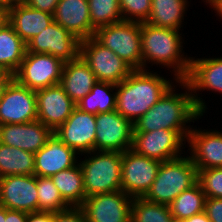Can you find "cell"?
<instances>
[{
	"mask_svg": "<svg viewBox=\"0 0 222 222\" xmlns=\"http://www.w3.org/2000/svg\"><path fill=\"white\" fill-rule=\"evenodd\" d=\"M177 83L186 89L184 93L175 92V84L141 116L134 124L133 132H150L159 129L179 131L186 139L191 127L186 124L201 119L202 115L197 111L190 88L184 80ZM195 120V121H194Z\"/></svg>",
	"mask_w": 222,
	"mask_h": 222,
	"instance_id": "6da1fadb",
	"label": "cell"
},
{
	"mask_svg": "<svg viewBox=\"0 0 222 222\" xmlns=\"http://www.w3.org/2000/svg\"><path fill=\"white\" fill-rule=\"evenodd\" d=\"M172 83L157 72L134 70L116 85L115 110L134 124L158 102Z\"/></svg>",
	"mask_w": 222,
	"mask_h": 222,
	"instance_id": "7a4b0ae2",
	"label": "cell"
},
{
	"mask_svg": "<svg viewBox=\"0 0 222 222\" xmlns=\"http://www.w3.org/2000/svg\"><path fill=\"white\" fill-rule=\"evenodd\" d=\"M179 32L180 30L141 23L142 70H148L147 64L172 68L175 84L177 80L187 77L191 57L183 51L182 34Z\"/></svg>",
	"mask_w": 222,
	"mask_h": 222,
	"instance_id": "3957f363",
	"label": "cell"
},
{
	"mask_svg": "<svg viewBox=\"0 0 222 222\" xmlns=\"http://www.w3.org/2000/svg\"><path fill=\"white\" fill-rule=\"evenodd\" d=\"M198 181V171L189 155L161 162L157 176L144 198L169 205Z\"/></svg>",
	"mask_w": 222,
	"mask_h": 222,
	"instance_id": "277c9868",
	"label": "cell"
},
{
	"mask_svg": "<svg viewBox=\"0 0 222 222\" xmlns=\"http://www.w3.org/2000/svg\"><path fill=\"white\" fill-rule=\"evenodd\" d=\"M86 155L79 160L86 197L122 190L121 152L94 150Z\"/></svg>",
	"mask_w": 222,
	"mask_h": 222,
	"instance_id": "5b68a950",
	"label": "cell"
},
{
	"mask_svg": "<svg viewBox=\"0 0 222 222\" xmlns=\"http://www.w3.org/2000/svg\"><path fill=\"white\" fill-rule=\"evenodd\" d=\"M94 38L134 70H142L141 23L122 21L101 27Z\"/></svg>",
	"mask_w": 222,
	"mask_h": 222,
	"instance_id": "8992f818",
	"label": "cell"
},
{
	"mask_svg": "<svg viewBox=\"0 0 222 222\" xmlns=\"http://www.w3.org/2000/svg\"><path fill=\"white\" fill-rule=\"evenodd\" d=\"M79 56L90 67L97 81L119 84L134 69L94 37L81 40Z\"/></svg>",
	"mask_w": 222,
	"mask_h": 222,
	"instance_id": "52a82bcc",
	"label": "cell"
},
{
	"mask_svg": "<svg viewBox=\"0 0 222 222\" xmlns=\"http://www.w3.org/2000/svg\"><path fill=\"white\" fill-rule=\"evenodd\" d=\"M64 62L50 54L26 52L14 79L37 91L60 84Z\"/></svg>",
	"mask_w": 222,
	"mask_h": 222,
	"instance_id": "ba28073f",
	"label": "cell"
},
{
	"mask_svg": "<svg viewBox=\"0 0 222 222\" xmlns=\"http://www.w3.org/2000/svg\"><path fill=\"white\" fill-rule=\"evenodd\" d=\"M186 140L176 130L159 129L150 132H133L131 149L139 155L164 162L185 154L182 152H185Z\"/></svg>",
	"mask_w": 222,
	"mask_h": 222,
	"instance_id": "9c48e42d",
	"label": "cell"
},
{
	"mask_svg": "<svg viewBox=\"0 0 222 222\" xmlns=\"http://www.w3.org/2000/svg\"><path fill=\"white\" fill-rule=\"evenodd\" d=\"M161 162L134 152L122 153L121 187L132 199L144 197L153 184Z\"/></svg>",
	"mask_w": 222,
	"mask_h": 222,
	"instance_id": "30bf717a",
	"label": "cell"
},
{
	"mask_svg": "<svg viewBox=\"0 0 222 222\" xmlns=\"http://www.w3.org/2000/svg\"><path fill=\"white\" fill-rule=\"evenodd\" d=\"M184 81L190 88L197 111L203 116L208 108L205 100L198 96L199 91L209 90L222 94V57H191L189 72Z\"/></svg>",
	"mask_w": 222,
	"mask_h": 222,
	"instance_id": "8fae6325",
	"label": "cell"
},
{
	"mask_svg": "<svg viewBox=\"0 0 222 222\" xmlns=\"http://www.w3.org/2000/svg\"><path fill=\"white\" fill-rule=\"evenodd\" d=\"M80 42L75 35L53 21L27 43V52L50 54L65 63L79 57Z\"/></svg>",
	"mask_w": 222,
	"mask_h": 222,
	"instance_id": "7c38bea8",
	"label": "cell"
},
{
	"mask_svg": "<svg viewBox=\"0 0 222 222\" xmlns=\"http://www.w3.org/2000/svg\"><path fill=\"white\" fill-rule=\"evenodd\" d=\"M133 123L116 110L96 115L95 151L123 153L131 149Z\"/></svg>",
	"mask_w": 222,
	"mask_h": 222,
	"instance_id": "4fadbf2b",
	"label": "cell"
},
{
	"mask_svg": "<svg viewBox=\"0 0 222 222\" xmlns=\"http://www.w3.org/2000/svg\"><path fill=\"white\" fill-rule=\"evenodd\" d=\"M133 199L118 190L86 197L79 206L88 222H131Z\"/></svg>",
	"mask_w": 222,
	"mask_h": 222,
	"instance_id": "5bb4252c",
	"label": "cell"
},
{
	"mask_svg": "<svg viewBox=\"0 0 222 222\" xmlns=\"http://www.w3.org/2000/svg\"><path fill=\"white\" fill-rule=\"evenodd\" d=\"M37 120L36 92L13 79L0 101V125Z\"/></svg>",
	"mask_w": 222,
	"mask_h": 222,
	"instance_id": "9a60e30c",
	"label": "cell"
},
{
	"mask_svg": "<svg viewBox=\"0 0 222 222\" xmlns=\"http://www.w3.org/2000/svg\"><path fill=\"white\" fill-rule=\"evenodd\" d=\"M54 133L78 155L90 153L95 150L96 115L83 112L76 107Z\"/></svg>",
	"mask_w": 222,
	"mask_h": 222,
	"instance_id": "2e32d148",
	"label": "cell"
},
{
	"mask_svg": "<svg viewBox=\"0 0 222 222\" xmlns=\"http://www.w3.org/2000/svg\"><path fill=\"white\" fill-rule=\"evenodd\" d=\"M0 205L9 210L38 211L37 176L10 175L0 178Z\"/></svg>",
	"mask_w": 222,
	"mask_h": 222,
	"instance_id": "e0dca14e",
	"label": "cell"
},
{
	"mask_svg": "<svg viewBox=\"0 0 222 222\" xmlns=\"http://www.w3.org/2000/svg\"><path fill=\"white\" fill-rule=\"evenodd\" d=\"M37 98V119L53 132L61 126L76 108L60 84L39 89Z\"/></svg>",
	"mask_w": 222,
	"mask_h": 222,
	"instance_id": "ac0fdd59",
	"label": "cell"
},
{
	"mask_svg": "<svg viewBox=\"0 0 222 222\" xmlns=\"http://www.w3.org/2000/svg\"><path fill=\"white\" fill-rule=\"evenodd\" d=\"M187 142L197 170L222 167V131L192 127Z\"/></svg>",
	"mask_w": 222,
	"mask_h": 222,
	"instance_id": "d6986e66",
	"label": "cell"
},
{
	"mask_svg": "<svg viewBox=\"0 0 222 222\" xmlns=\"http://www.w3.org/2000/svg\"><path fill=\"white\" fill-rule=\"evenodd\" d=\"M34 175L52 177L78 163L77 153L63 143L53 132L46 144L34 154Z\"/></svg>",
	"mask_w": 222,
	"mask_h": 222,
	"instance_id": "ffe728a7",
	"label": "cell"
},
{
	"mask_svg": "<svg viewBox=\"0 0 222 222\" xmlns=\"http://www.w3.org/2000/svg\"><path fill=\"white\" fill-rule=\"evenodd\" d=\"M53 131L38 119L22 124L0 125V143L36 153L47 142Z\"/></svg>",
	"mask_w": 222,
	"mask_h": 222,
	"instance_id": "44dd1931",
	"label": "cell"
},
{
	"mask_svg": "<svg viewBox=\"0 0 222 222\" xmlns=\"http://www.w3.org/2000/svg\"><path fill=\"white\" fill-rule=\"evenodd\" d=\"M54 21L79 40L94 37L88 0H59L53 13Z\"/></svg>",
	"mask_w": 222,
	"mask_h": 222,
	"instance_id": "7402d4cb",
	"label": "cell"
},
{
	"mask_svg": "<svg viewBox=\"0 0 222 222\" xmlns=\"http://www.w3.org/2000/svg\"><path fill=\"white\" fill-rule=\"evenodd\" d=\"M53 21V14L32 8L24 2L7 5V22L26 44Z\"/></svg>",
	"mask_w": 222,
	"mask_h": 222,
	"instance_id": "603a6c76",
	"label": "cell"
},
{
	"mask_svg": "<svg viewBox=\"0 0 222 222\" xmlns=\"http://www.w3.org/2000/svg\"><path fill=\"white\" fill-rule=\"evenodd\" d=\"M97 82L95 74L80 56L64 63L60 85L75 104L83 99Z\"/></svg>",
	"mask_w": 222,
	"mask_h": 222,
	"instance_id": "cb8c5ba5",
	"label": "cell"
},
{
	"mask_svg": "<svg viewBox=\"0 0 222 222\" xmlns=\"http://www.w3.org/2000/svg\"><path fill=\"white\" fill-rule=\"evenodd\" d=\"M26 52L27 44L15 32L13 27L6 22L0 28V70L14 75Z\"/></svg>",
	"mask_w": 222,
	"mask_h": 222,
	"instance_id": "d4e9b609",
	"label": "cell"
},
{
	"mask_svg": "<svg viewBox=\"0 0 222 222\" xmlns=\"http://www.w3.org/2000/svg\"><path fill=\"white\" fill-rule=\"evenodd\" d=\"M188 4L187 0H151V12L146 23L181 30Z\"/></svg>",
	"mask_w": 222,
	"mask_h": 222,
	"instance_id": "484cf974",
	"label": "cell"
},
{
	"mask_svg": "<svg viewBox=\"0 0 222 222\" xmlns=\"http://www.w3.org/2000/svg\"><path fill=\"white\" fill-rule=\"evenodd\" d=\"M50 178L59 190L63 200L70 207H79L86 199L83 173L79 162L75 166L62 170Z\"/></svg>",
	"mask_w": 222,
	"mask_h": 222,
	"instance_id": "4316f807",
	"label": "cell"
},
{
	"mask_svg": "<svg viewBox=\"0 0 222 222\" xmlns=\"http://www.w3.org/2000/svg\"><path fill=\"white\" fill-rule=\"evenodd\" d=\"M34 153L0 143V178L10 175H34Z\"/></svg>",
	"mask_w": 222,
	"mask_h": 222,
	"instance_id": "83f0119b",
	"label": "cell"
},
{
	"mask_svg": "<svg viewBox=\"0 0 222 222\" xmlns=\"http://www.w3.org/2000/svg\"><path fill=\"white\" fill-rule=\"evenodd\" d=\"M76 107L94 115L115 111L116 84L98 81L91 91L76 104Z\"/></svg>",
	"mask_w": 222,
	"mask_h": 222,
	"instance_id": "f1b7e54d",
	"label": "cell"
},
{
	"mask_svg": "<svg viewBox=\"0 0 222 222\" xmlns=\"http://www.w3.org/2000/svg\"><path fill=\"white\" fill-rule=\"evenodd\" d=\"M206 196L197 182L191 188L180 193L168 206L172 218L176 222H183L185 219L204 211Z\"/></svg>",
	"mask_w": 222,
	"mask_h": 222,
	"instance_id": "f546056e",
	"label": "cell"
},
{
	"mask_svg": "<svg viewBox=\"0 0 222 222\" xmlns=\"http://www.w3.org/2000/svg\"><path fill=\"white\" fill-rule=\"evenodd\" d=\"M131 222H176L168 205L146 200L144 197L133 198L131 204Z\"/></svg>",
	"mask_w": 222,
	"mask_h": 222,
	"instance_id": "4dcf8cb0",
	"label": "cell"
},
{
	"mask_svg": "<svg viewBox=\"0 0 222 222\" xmlns=\"http://www.w3.org/2000/svg\"><path fill=\"white\" fill-rule=\"evenodd\" d=\"M88 5L95 30L123 21L119 0H88Z\"/></svg>",
	"mask_w": 222,
	"mask_h": 222,
	"instance_id": "1f68e13d",
	"label": "cell"
},
{
	"mask_svg": "<svg viewBox=\"0 0 222 222\" xmlns=\"http://www.w3.org/2000/svg\"><path fill=\"white\" fill-rule=\"evenodd\" d=\"M38 211L60 212L70 206L63 200L50 177L37 176Z\"/></svg>",
	"mask_w": 222,
	"mask_h": 222,
	"instance_id": "d6a6232c",
	"label": "cell"
},
{
	"mask_svg": "<svg viewBox=\"0 0 222 222\" xmlns=\"http://www.w3.org/2000/svg\"><path fill=\"white\" fill-rule=\"evenodd\" d=\"M198 171V183L206 198H222V167Z\"/></svg>",
	"mask_w": 222,
	"mask_h": 222,
	"instance_id": "836d02e7",
	"label": "cell"
},
{
	"mask_svg": "<svg viewBox=\"0 0 222 222\" xmlns=\"http://www.w3.org/2000/svg\"><path fill=\"white\" fill-rule=\"evenodd\" d=\"M124 21L144 23L151 12V0H119Z\"/></svg>",
	"mask_w": 222,
	"mask_h": 222,
	"instance_id": "e575fe53",
	"label": "cell"
},
{
	"mask_svg": "<svg viewBox=\"0 0 222 222\" xmlns=\"http://www.w3.org/2000/svg\"><path fill=\"white\" fill-rule=\"evenodd\" d=\"M54 222H88L80 207H69L54 213Z\"/></svg>",
	"mask_w": 222,
	"mask_h": 222,
	"instance_id": "d590c367",
	"label": "cell"
},
{
	"mask_svg": "<svg viewBox=\"0 0 222 222\" xmlns=\"http://www.w3.org/2000/svg\"><path fill=\"white\" fill-rule=\"evenodd\" d=\"M204 212L211 222H222V198H206Z\"/></svg>",
	"mask_w": 222,
	"mask_h": 222,
	"instance_id": "8d00e7d4",
	"label": "cell"
},
{
	"mask_svg": "<svg viewBox=\"0 0 222 222\" xmlns=\"http://www.w3.org/2000/svg\"><path fill=\"white\" fill-rule=\"evenodd\" d=\"M58 2L59 0H25L24 3L32 8L53 14Z\"/></svg>",
	"mask_w": 222,
	"mask_h": 222,
	"instance_id": "74e56055",
	"label": "cell"
},
{
	"mask_svg": "<svg viewBox=\"0 0 222 222\" xmlns=\"http://www.w3.org/2000/svg\"><path fill=\"white\" fill-rule=\"evenodd\" d=\"M26 222H54V212L37 211L27 213Z\"/></svg>",
	"mask_w": 222,
	"mask_h": 222,
	"instance_id": "f35d334b",
	"label": "cell"
},
{
	"mask_svg": "<svg viewBox=\"0 0 222 222\" xmlns=\"http://www.w3.org/2000/svg\"><path fill=\"white\" fill-rule=\"evenodd\" d=\"M27 213L17 210H9L5 207V222H26Z\"/></svg>",
	"mask_w": 222,
	"mask_h": 222,
	"instance_id": "ab89813d",
	"label": "cell"
},
{
	"mask_svg": "<svg viewBox=\"0 0 222 222\" xmlns=\"http://www.w3.org/2000/svg\"><path fill=\"white\" fill-rule=\"evenodd\" d=\"M14 79V75L6 71L0 70V101L10 82Z\"/></svg>",
	"mask_w": 222,
	"mask_h": 222,
	"instance_id": "60d3db41",
	"label": "cell"
},
{
	"mask_svg": "<svg viewBox=\"0 0 222 222\" xmlns=\"http://www.w3.org/2000/svg\"><path fill=\"white\" fill-rule=\"evenodd\" d=\"M183 222H211V221L208 219V216L203 211L199 214L193 215L190 218L185 219Z\"/></svg>",
	"mask_w": 222,
	"mask_h": 222,
	"instance_id": "b9f144b4",
	"label": "cell"
},
{
	"mask_svg": "<svg viewBox=\"0 0 222 222\" xmlns=\"http://www.w3.org/2000/svg\"><path fill=\"white\" fill-rule=\"evenodd\" d=\"M206 4L211 5L209 8H213V10H215L218 14V16H220V19H222V0H207Z\"/></svg>",
	"mask_w": 222,
	"mask_h": 222,
	"instance_id": "7bdbcfd3",
	"label": "cell"
},
{
	"mask_svg": "<svg viewBox=\"0 0 222 222\" xmlns=\"http://www.w3.org/2000/svg\"><path fill=\"white\" fill-rule=\"evenodd\" d=\"M7 22V5H0V28Z\"/></svg>",
	"mask_w": 222,
	"mask_h": 222,
	"instance_id": "ee69618b",
	"label": "cell"
},
{
	"mask_svg": "<svg viewBox=\"0 0 222 222\" xmlns=\"http://www.w3.org/2000/svg\"><path fill=\"white\" fill-rule=\"evenodd\" d=\"M0 222H5V207L0 205Z\"/></svg>",
	"mask_w": 222,
	"mask_h": 222,
	"instance_id": "f6af8a7d",
	"label": "cell"
},
{
	"mask_svg": "<svg viewBox=\"0 0 222 222\" xmlns=\"http://www.w3.org/2000/svg\"><path fill=\"white\" fill-rule=\"evenodd\" d=\"M25 2V0H6V5L12 4V3H22Z\"/></svg>",
	"mask_w": 222,
	"mask_h": 222,
	"instance_id": "bcb514c9",
	"label": "cell"
}]
</instances>
